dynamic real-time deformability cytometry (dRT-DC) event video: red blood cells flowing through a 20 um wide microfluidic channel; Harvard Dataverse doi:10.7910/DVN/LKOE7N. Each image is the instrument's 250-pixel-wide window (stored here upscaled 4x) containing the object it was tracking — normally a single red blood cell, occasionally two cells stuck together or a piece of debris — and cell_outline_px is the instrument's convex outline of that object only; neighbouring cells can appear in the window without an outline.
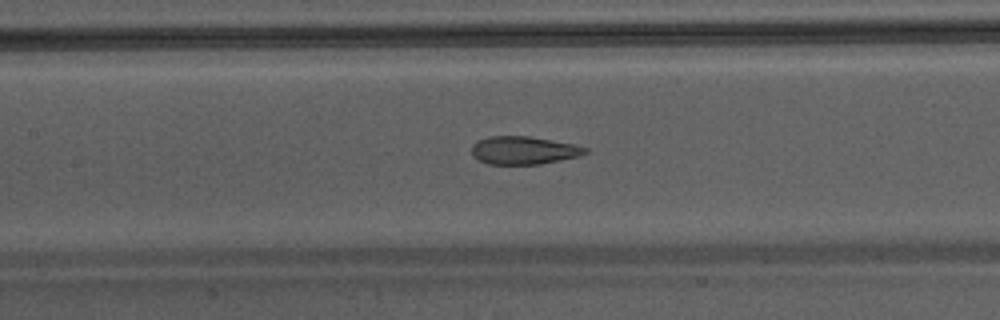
{"species": "Egyptian fruit bat (a non-hibernating species)", "species_latin": "Rousettus aegyptiacus", "temperature_condition": "warm", "stored_images_in_passage": 40, "camera_frame_rate_fps": 3000, "um_per_image_px": 0.085, "animal": {"sex": "male"}, "frame": {"image": 1, "passage_image": 16, "time_ms": 5.0, "image_size_px": [1000, 320], "cell_outline_px": [[588, 152], [580, 156], [540, 164], [488, 164], [472, 156], [472, 144], [488, 136], [528, 136], [572, 144], [588, 148]], "centroid_in_image_um": [44.5, 12.78], "position_along_channel_um": 162.9, "area_um2": 18.38}}
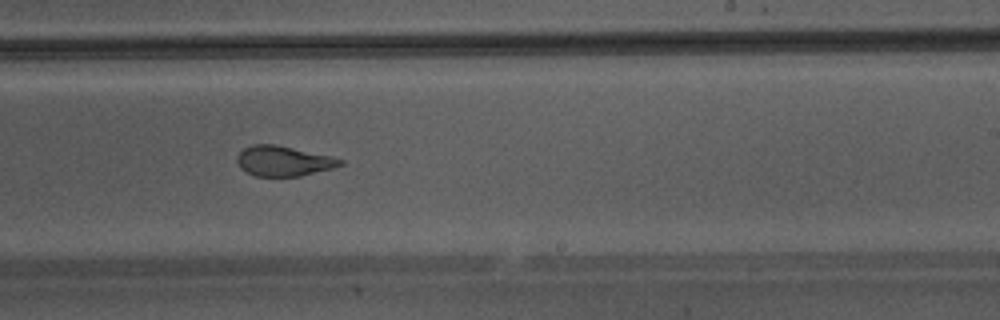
{"frame": {"image": 2, "passage_image": 23, "time_ms": 7.333, "image_size_px": [1000, 320], "cell_outline_px": [[344, 164], [332, 168], [300, 176], [256, 176], [240, 168], [236, 160], [240, 152], [244, 148], [252, 144], [276, 144], [328, 156], [344, 160]], "centroid_in_image_um": [24.07, 13.68], "position_along_channel_um": 264.9, "area_um2": 17.86}}
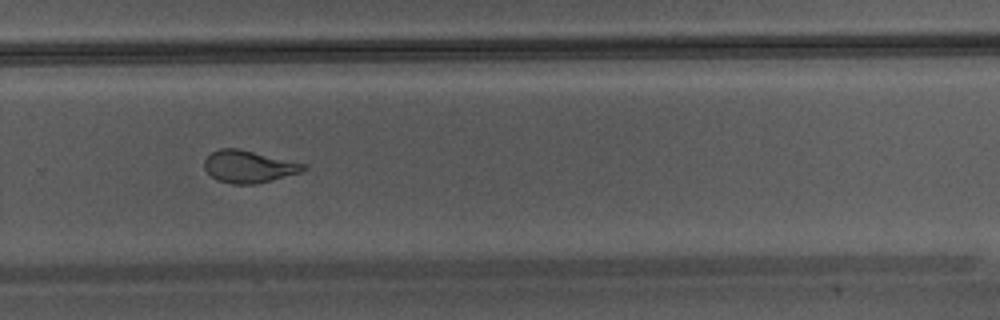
{"frame": {"image": 3, "passage_image": 26, "time_ms": 8.333, "image_size_px": [1000, 320], "cell_outline_px": [[308, 168], [300, 172], [256, 184], [232, 184], [216, 180], [204, 168], [204, 160], [212, 152], [220, 148], [240, 148], [308, 164]], "centroid_in_image_um": [21.15, 14.15], "position_along_channel_um": 308.6, "area_um2": 18.73}}